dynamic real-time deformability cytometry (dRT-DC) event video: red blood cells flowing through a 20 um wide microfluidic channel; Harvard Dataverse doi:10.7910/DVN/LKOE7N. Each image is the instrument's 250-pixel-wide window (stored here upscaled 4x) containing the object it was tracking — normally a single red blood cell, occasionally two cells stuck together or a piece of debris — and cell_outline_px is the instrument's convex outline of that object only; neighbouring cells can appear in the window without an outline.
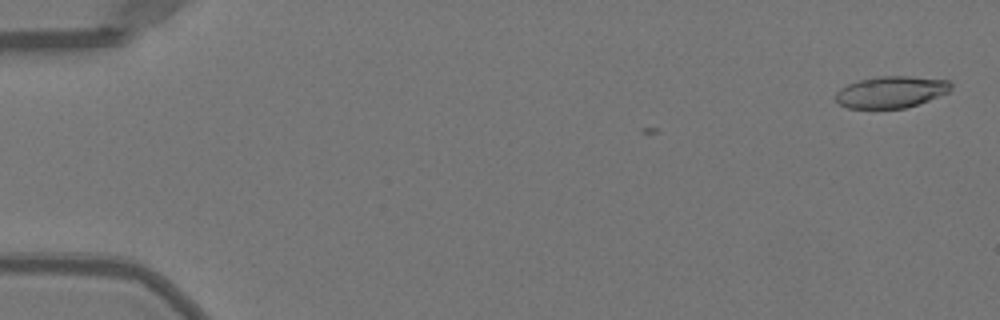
{"species": "Egyptian fruit bat (a non-hibernating species)", "species_latin": "Rousettus aegyptiacus", "temperature_condition": "warm", "stored_images_in_passage": 3, "camera_frame_rate_fps": 3000, "um_per_image_px": 0.085, "animal": {"sex": "female"}, "frame": {"image": 1, "passage_image": 3, "time_ms": 0.667, "image_size_px": [1000, 320], "cell_outline_px": [[952, 88], [948, 92], [928, 100], [904, 108], [848, 108], [840, 104], [836, 100], [836, 92], [840, 88], [848, 84], [860, 80], [880, 76], [912, 76], [948, 80], [952, 84]], "centroid_in_image_um": [75.75, 7.81], "position_along_channel_um": 9.3, "area_um2": 21.1}}